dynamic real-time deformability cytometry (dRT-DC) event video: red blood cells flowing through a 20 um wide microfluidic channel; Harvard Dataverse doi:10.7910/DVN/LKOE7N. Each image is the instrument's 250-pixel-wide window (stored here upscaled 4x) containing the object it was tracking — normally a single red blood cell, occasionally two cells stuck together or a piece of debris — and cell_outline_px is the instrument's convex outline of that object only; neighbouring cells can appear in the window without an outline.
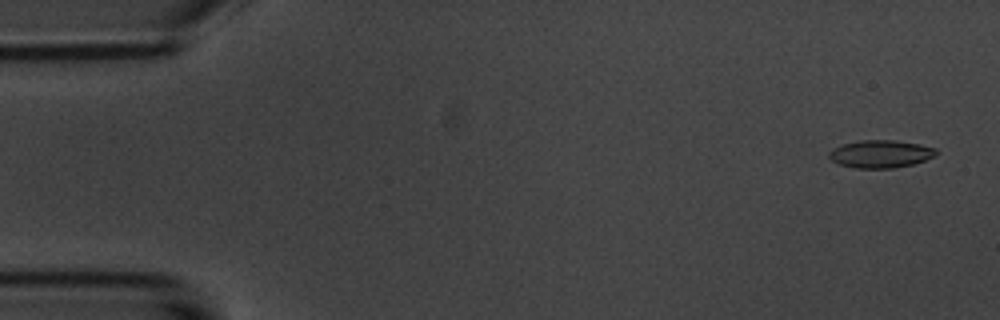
{"species": "common noctule bat (a hibernating species)", "species_latin": "Nyctalus noctula", "temperature_condition": "room temperature", "stored_images_in_passage": 55, "camera_frame_rate_fps": 3000, "um_per_image_px": 0.085, "animal": {"sex": "male", "body_mass_g": 20.1, "forearm_length_mm": 53.5}, "frame": {"image": 1, "passage_image": 3, "time_ms": 0.667, "image_size_px": [1000, 320], "cell_outline_px": [[936, 156], [912, 164], [892, 168], [856, 168], [840, 164], [832, 160], [828, 156], [828, 152], [832, 148], [844, 144], [860, 140], [896, 140], [920, 144], [936, 148]], "centroid_in_image_um": [74.85, 13.07], "position_along_channel_um": 10.2, "area_um2": 17.22}}
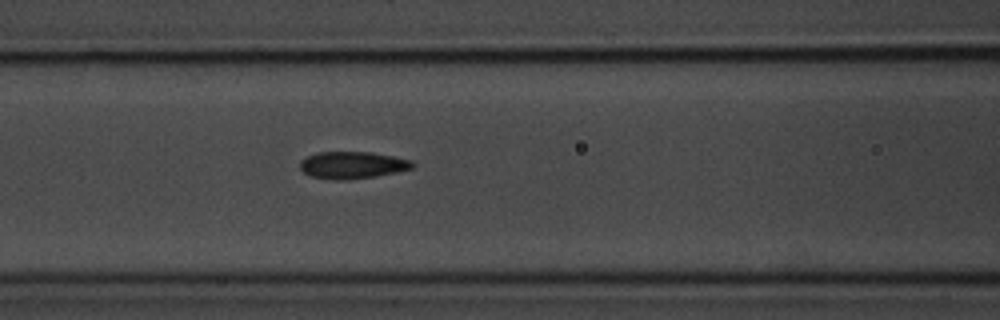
{"frame": {"image": 2, "passage_image": 23, "time_ms": 7.333, "image_size_px": [1000, 320], "cell_outline_px": [[416, 164], [412, 168], [396, 172], [376, 176], [344, 180], [332, 180], [312, 176], [304, 172], [300, 168], [300, 160], [316, 152], [372, 152], [412, 160]], "centroid_in_image_um": [29.96, 14.03], "position_along_channel_um": 136.6, "area_um2": 17.74}}
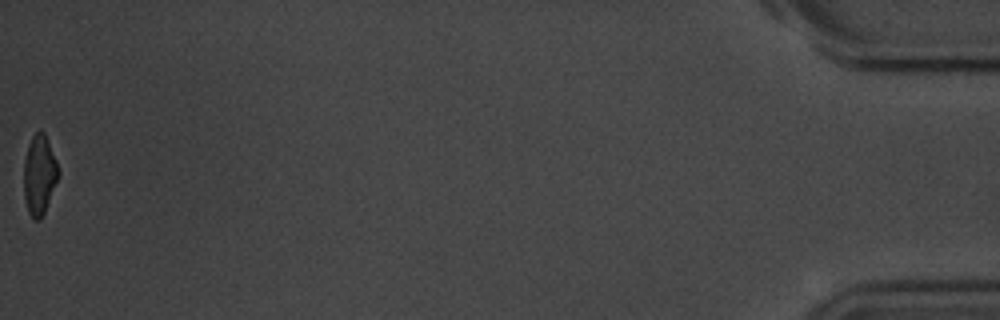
{"frame": {"image": 3, "passage_image": 55, "time_ms": 18.0, "image_size_px": [1000, 320], "cell_outline_px": [[60, 176], [44, 212], [40, 220], [36, 220], [28, 212], [24, 196], [24, 160], [28, 144], [32, 136], [40, 128], [44, 132], [56, 160], [60, 172]], "centroid_in_image_um": [3.35, 14.84], "position_along_channel_um": 431.8, "area_um2": 16.13}, "authors_computed_cell_mechanics": {"area_um2": 17.34, "velocity_mm_per_s": 3.7069, "shape_relaxation_time_tau1_ms": 3.5581, "shape_relaxation_time_tau2_ms": 2.3533, "deformation_change_tau1": 0.1393, "deformation_change_tau2": 0.0881}}